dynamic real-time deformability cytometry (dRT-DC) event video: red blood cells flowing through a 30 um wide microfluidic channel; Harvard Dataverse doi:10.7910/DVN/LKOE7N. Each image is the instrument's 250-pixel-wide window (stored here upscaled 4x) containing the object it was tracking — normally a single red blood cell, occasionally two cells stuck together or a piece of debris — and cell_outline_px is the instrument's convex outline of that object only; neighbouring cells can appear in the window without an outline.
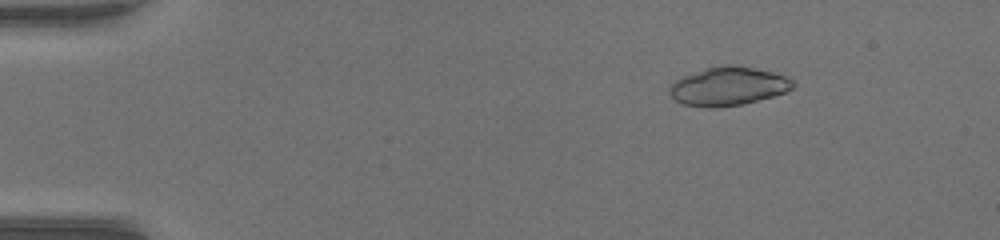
{"species": "common noctule bat (a hibernating species)", "species_latin": "Nyctalus noctula", "temperature_condition": "warm", "stored_images_in_passage": 51, "camera_frame_rate_fps": 3000, "um_per_image_px": 0.085, "animal": {"sex": "female", "body_mass_g": 17.0, "forearm_length_mm": 48.0}, "frame": {"image": 1, "passage_image": 8, "time_ms": 2.333, "image_size_px": [1000, 240], "cell_outline_px": [[796, 84], [792, 88], [784, 92], [772, 96], [744, 104], [716, 108], [704, 108], [684, 104], [676, 100], [668, 92], [668, 88], [676, 80], [684, 76], [708, 68], [728, 64], [732, 64], [772, 72], [784, 76], [792, 80]], "centroid_in_image_um": [61.89, 7.35], "position_along_channel_um": 23.1, "area_um2": 27.46}}